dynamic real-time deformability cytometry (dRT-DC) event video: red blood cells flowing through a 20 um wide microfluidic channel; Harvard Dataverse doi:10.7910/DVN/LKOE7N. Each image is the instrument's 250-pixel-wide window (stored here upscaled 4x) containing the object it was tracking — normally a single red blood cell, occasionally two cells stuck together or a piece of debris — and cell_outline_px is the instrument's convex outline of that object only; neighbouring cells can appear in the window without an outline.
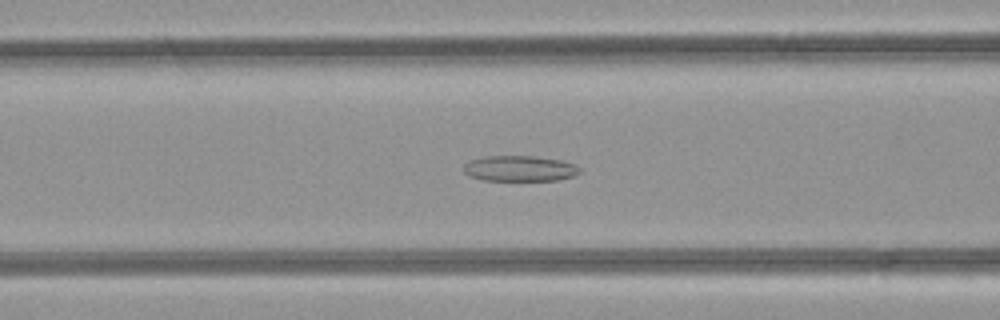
{"species": "common noctule bat (a hibernating species)", "species_latin": "Nyctalus noctula", "temperature_condition": "room temperature", "stored_images_in_passage": 42, "camera_frame_rate_fps": 3000, "um_per_image_px": 0.085, "animal": {"sex": "female", "body_mass_g": 21.9}, "frame": {"image": 1, "passage_image": 12, "time_ms": 3.667, "image_size_px": [1000, 320], "cell_outline_px": [[580, 172], [572, 176], [556, 180], [480, 180], [468, 176], [464, 172], [464, 164], [468, 160], [484, 156], [532, 156], [560, 160], [572, 164], [580, 168]], "centroid_in_image_um": [44.09, 14.32], "position_along_channel_um": 122.5, "area_um2": 17.28}}
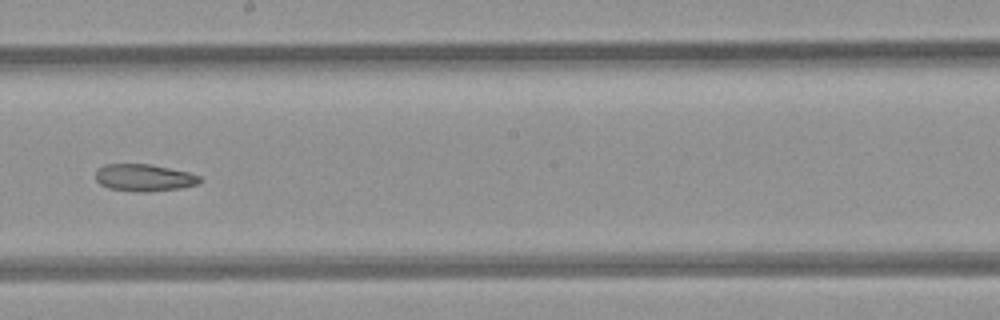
{"frame": {"image": 2, "passage_image": 20, "time_ms": 6.333, "image_size_px": [1000, 320], "cell_outline_px": [[204, 180], [196, 184], [180, 188], [144, 192], [140, 192], [108, 188], [100, 184], [96, 180], [96, 168], [104, 164], [148, 164], [188, 172], [200, 176]], "centroid_in_image_um": [12.22, 15.1], "position_along_channel_um": 236.0, "area_um2": 16.42}}
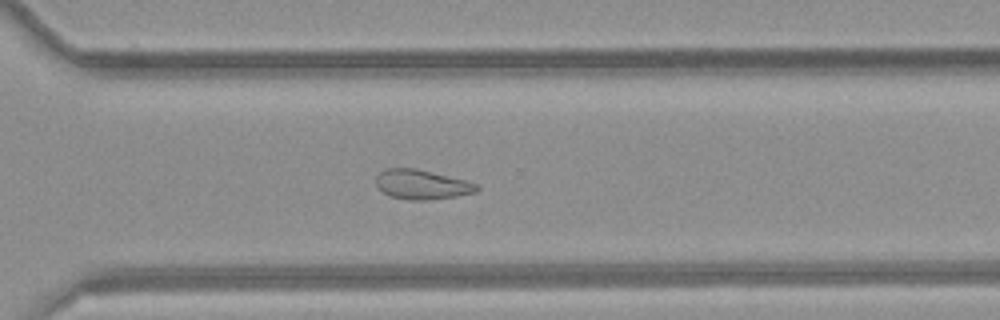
{"frame": {"image": 3, "passage_image": 27, "time_ms": 8.667, "image_size_px": [1000, 320], "cell_outline_px": [[480, 188], [476, 192], [456, 196], [424, 200], [408, 200], [388, 196], [376, 188], [376, 176], [384, 168], [416, 168], [480, 184]], "centroid_in_image_um": [35.82, 15.68], "position_along_channel_um": 334.8, "area_um2": 17.51}}